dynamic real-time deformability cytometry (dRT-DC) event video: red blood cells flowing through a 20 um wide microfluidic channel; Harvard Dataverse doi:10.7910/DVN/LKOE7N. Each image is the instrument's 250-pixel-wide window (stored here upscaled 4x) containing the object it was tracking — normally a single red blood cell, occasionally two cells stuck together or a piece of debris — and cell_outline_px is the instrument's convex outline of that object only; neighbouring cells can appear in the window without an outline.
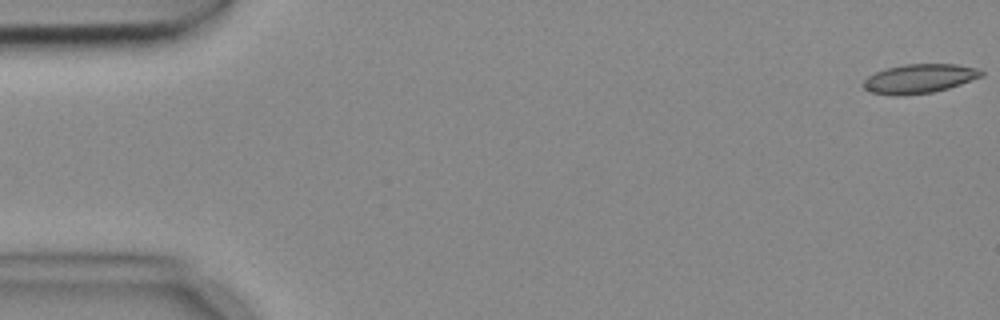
{"species": "common noctule bat (a hibernating species)", "species_latin": "Nyctalus noctula", "temperature_condition": "cold", "stored_images_in_passage": 4, "camera_frame_rate_fps": 3000, "um_per_image_px": 0.085, "animal": {"sex": "female", "body_mass_g": 18.4}, "frame": {"image": 1, "passage_image": 1, "time_ms": 0.0, "image_size_px": [1000, 320], "cell_outline_px": [[984, 76], [948, 88], [932, 92], [896, 96], [872, 92], [864, 88], [860, 84], [868, 76], [876, 72], [888, 68], [904, 64], [956, 64], [980, 68], [984, 72]], "centroid_in_image_um": [78.17, 6.67], "position_along_channel_um": 6.8, "area_um2": 20.06}}
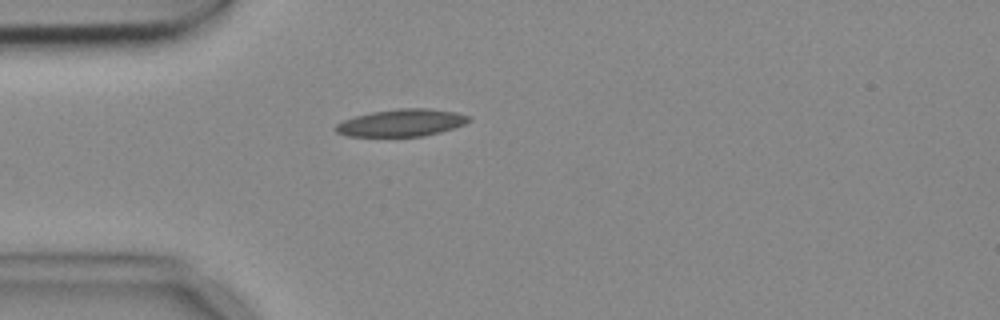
{"frame": {"image": 2, "passage_image": 4, "time_ms": 1.0, "image_size_px": [1000, 320], "cell_outline_px": [[472, 120], [464, 124], [440, 132], [420, 136], [348, 136], [336, 132], [336, 124], [344, 120], [356, 116], [372, 112], [396, 108], [428, 108], [456, 112], [468, 116]], "centroid_in_image_um": [34.14, 10.43], "position_along_channel_um": 50.9, "area_um2": 20.92}}